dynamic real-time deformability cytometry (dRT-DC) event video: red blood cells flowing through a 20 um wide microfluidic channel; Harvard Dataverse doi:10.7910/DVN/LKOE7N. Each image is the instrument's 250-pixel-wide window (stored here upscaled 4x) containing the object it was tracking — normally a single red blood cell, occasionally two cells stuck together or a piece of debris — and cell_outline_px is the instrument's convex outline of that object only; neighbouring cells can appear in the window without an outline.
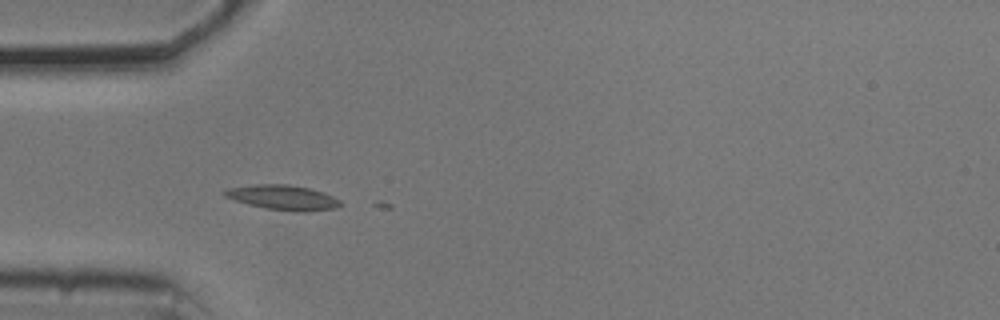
{"species": "common noctule bat (a hibernating species)", "species_latin": "Nyctalus noctula", "temperature_condition": "cold", "stored_images_in_passage": 9, "camera_frame_rate_fps": 3000, "um_per_image_px": 0.085, "animal": {"sex": "male", "body_mass_g": 20.5, "forearm_length_mm": 52.5}, "frame": {"image": 1, "passage_image": 1, "time_ms": 0.0, "image_size_px": [1000, 320], "cell_outline_px": [[344, 204], [336, 208], [304, 212], [296, 212], [264, 208], [248, 204], [224, 196], [220, 192], [228, 188], [256, 184], [288, 184], [308, 188], [324, 192], [340, 200]], "centroid_in_image_um": [24.06, 16.79], "position_along_channel_um": 60.9, "area_um2": 16.88}}
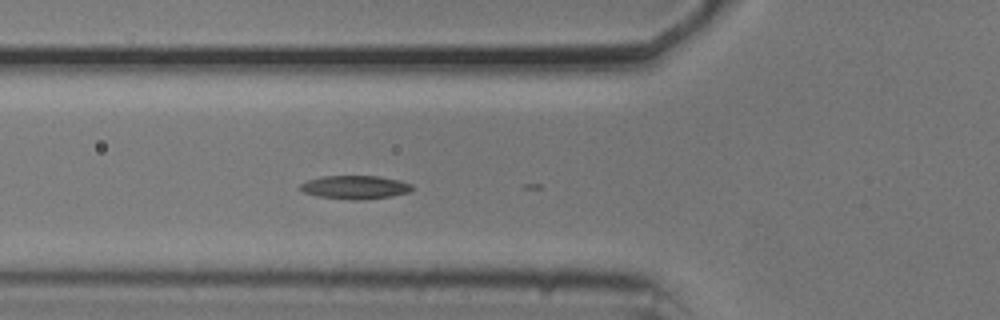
{"frame": {"image": 2, "passage_image": 4, "time_ms": 1.0, "image_size_px": [1000, 320], "cell_outline_px": [[412, 188], [408, 192], [392, 196], [364, 200], [352, 200], [320, 196], [304, 192], [300, 188], [300, 184], [308, 180], [320, 176], [380, 176], [400, 180], [412, 184]], "centroid_in_image_um": [30.2, 15.91], "position_along_channel_um": 95.6, "area_um2": 15.26}}
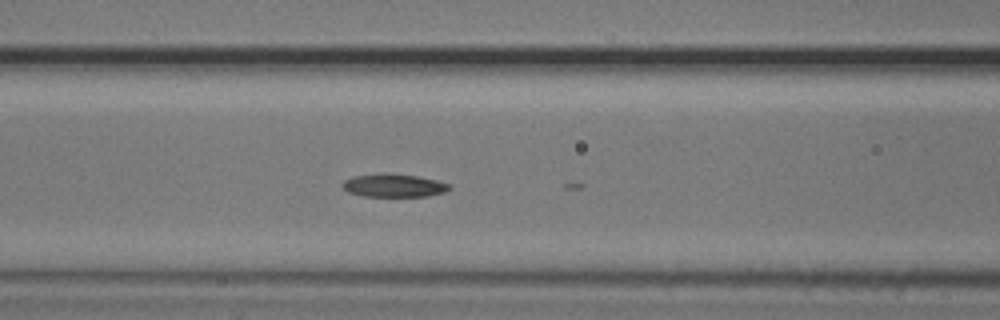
{"frame": {"image": 3, "passage_image": 7, "time_ms": 2.0, "image_size_px": [1000, 320], "cell_outline_px": [[452, 188], [444, 192], [428, 196], [364, 196], [348, 192], [340, 184], [344, 180], [352, 176], [384, 172], [388, 172], [420, 176], [436, 180], [448, 184]], "centroid_in_image_um": [33.44, 15.74], "position_along_channel_um": 133.2, "area_um2": 14.62}}